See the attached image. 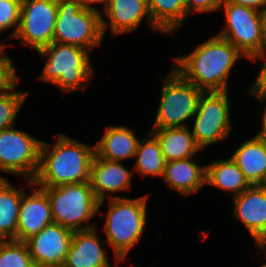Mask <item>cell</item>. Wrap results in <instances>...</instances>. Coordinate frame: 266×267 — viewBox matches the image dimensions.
<instances>
[{"instance_id": "cell-1", "label": "cell", "mask_w": 266, "mask_h": 267, "mask_svg": "<svg viewBox=\"0 0 266 267\" xmlns=\"http://www.w3.org/2000/svg\"><path fill=\"white\" fill-rule=\"evenodd\" d=\"M242 56L227 39L214 35L188 55L179 53L171 67L204 92L229 91L231 71Z\"/></svg>"}, {"instance_id": "cell-2", "label": "cell", "mask_w": 266, "mask_h": 267, "mask_svg": "<svg viewBox=\"0 0 266 267\" xmlns=\"http://www.w3.org/2000/svg\"><path fill=\"white\" fill-rule=\"evenodd\" d=\"M55 143L42 140L39 168L34 185L57 187L64 184L86 183L95 156V146L82 143L65 134H55Z\"/></svg>"}, {"instance_id": "cell-3", "label": "cell", "mask_w": 266, "mask_h": 267, "mask_svg": "<svg viewBox=\"0 0 266 267\" xmlns=\"http://www.w3.org/2000/svg\"><path fill=\"white\" fill-rule=\"evenodd\" d=\"M109 198L108 211H101L104 201H99L98 213L105 215L103 233L107 246L113 249L115 267L124 261L128 253L144 236L147 226L148 197ZM105 213V214H104Z\"/></svg>"}, {"instance_id": "cell-4", "label": "cell", "mask_w": 266, "mask_h": 267, "mask_svg": "<svg viewBox=\"0 0 266 267\" xmlns=\"http://www.w3.org/2000/svg\"><path fill=\"white\" fill-rule=\"evenodd\" d=\"M45 65L37 80L53 84L70 94L89 87L94 77L91 52L75 45L52 43L38 51Z\"/></svg>"}, {"instance_id": "cell-5", "label": "cell", "mask_w": 266, "mask_h": 267, "mask_svg": "<svg viewBox=\"0 0 266 267\" xmlns=\"http://www.w3.org/2000/svg\"><path fill=\"white\" fill-rule=\"evenodd\" d=\"M40 188L47 193L54 223L73 232L97 227L91 219L99 214V200L89 182Z\"/></svg>"}, {"instance_id": "cell-6", "label": "cell", "mask_w": 266, "mask_h": 267, "mask_svg": "<svg viewBox=\"0 0 266 267\" xmlns=\"http://www.w3.org/2000/svg\"><path fill=\"white\" fill-rule=\"evenodd\" d=\"M159 79L162 84L161 97L151 129L187 127L188 120L191 121L197 112L204 91L186 80L173 67Z\"/></svg>"}, {"instance_id": "cell-7", "label": "cell", "mask_w": 266, "mask_h": 267, "mask_svg": "<svg viewBox=\"0 0 266 267\" xmlns=\"http://www.w3.org/2000/svg\"><path fill=\"white\" fill-rule=\"evenodd\" d=\"M57 4L53 43L75 45L90 52L103 47L99 11L84 8L77 0H57Z\"/></svg>"}, {"instance_id": "cell-8", "label": "cell", "mask_w": 266, "mask_h": 267, "mask_svg": "<svg viewBox=\"0 0 266 267\" xmlns=\"http://www.w3.org/2000/svg\"><path fill=\"white\" fill-rule=\"evenodd\" d=\"M224 28L217 34L227 39L247 60L266 48L265 15L253 8L223 0Z\"/></svg>"}, {"instance_id": "cell-9", "label": "cell", "mask_w": 266, "mask_h": 267, "mask_svg": "<svg viewBox=\"0 0 266 267\" xmlns=\"http://www.w3.org/2000/svg\"><path fill=\"white\" fill-rule=\"evenodd\" d=\"M228 94L229 91L203 92L199 99L191 132L202 150L231 136L233 122Z\"/></svg>"}, {"instance_id": "cell-10", "label": "cell", "mask_w": 266, "mask_h": 267, "mask_svg": "<svg viewBox=\"0 0 266 267\" xmlns=\"http://www.w3.org/2000/svg\"><path fill=\"white\" fill-rule=\"evenodd\" d=\"M14 127L0 131V172L33 181L39 168L42 140Z\"/></svg>"}, {"instance_id": "cell-11", "label": "cell", "mask_w": 266, "mask_h": 267, "mask_svg": "<svg viewBox=\"0 0 266 267\" xmlns=\"http://www.w3.org/2000/svg\"><path fill=\"white\" fill-rule=\"evenodd\" d=\"M57 12V0H22L20 23L13 39L35 51L52 44Z\"/></svg>"}, {"instance_id": "cell-12", "label": "cell", "mask_w": 266, "mask_h": 267, "mask_svg": "<svg viewBox=\"0 0 266 267\" xmlns=\"http://www.w3.org/2000/svg\"><path fill=\"white\" fill-rule=\"evenodd\" d=\"M100 13L104 36L107 30L112 34L111 38L132 33L140 27L143 20H146L153 32L163 33L151 19L147 0H109Z\"/></svg>"}, {"instance_id": "cell-13", "label": "cell", "mask_w": 266, "mask_h": 267, "mask_svg": "<svg viewBox=\"0 0 266 267\" xmlns=\"http://www.w3.org/2000/svg\"><path fill=\"white\" fill-rule=\"evenodd\" d=\"M233 215L247 229L255 245L266 243V189L251 185L232 198Z\"/></svg>"}, {"instance_id": "cell-14", "label": "cell", "mask_w": 266, "mask_h": 267, "mask_svg": "<svg viewBox=\"0 0 266 267\" xmlns=\"http://www.w3.org/2000/svg\"><path fill=\"white\" fill-rule=\"evenodd\" d=\"M73 231L52 223L25 242L35 266L62 264L69 251Z\"/></svg>"}, {"instance_id": "cell-15", "label": "cell", "mask_w": 266, "mask_h": 267, "mask_svg": "<svg viewBox=\"0 0 266 267\" xmlns=\"http://www.w3.org/2000/svg\"><path fill=\"white\" fill-rule=\"evenodd\" d=\"M26 182L33 192L27 195L28 193L24 189L22 190L16 231V241L23 242L38 234L47 225L54 223L47 193L34 185L32 181L26 180Z\"/></svg>"}, {"instance_id": "cell-16", "label": "cell", "mask_w": 266, "mask_h": 267, "mask_svg": "<svg viewBox=\"0 0 266 267\" xmlns=\"http://www.w3.org/2000/svg\"><path fill=\"white\" fill-rule=\"evenodd\" d=\"M131 169L119 161H109L95 155L91 163L89 184L96 198L99 201L107 200L106 197L122 198L116 193L132 189L133 166Z\"/></svg>"}, {"instance_id": "cell-17", "label": "cell", "mask_w": 266, "mask_h": 267, "mask_svg": "<svg viewBox=\"0 0 266 267\" xmlns=\"http://www.w3.org/2000/svg\"><path fill=\"white\" fill-rule=\"evenodd\" d=\"M97 228L75 231L64 260L66 267H114L109 262L107 242L97 235Z\"/></svg>"}, {"instance_id": "cell-18", "label": "cell", "mask_w": 266, "mask_h": 267, "mask_svg": "<svg viewBox=\"0 0 266 267\" xmlns=\"http://www.w3.org/2000/svg\"><path fill=\"white\" fill-rule=\"evenodd\" d=\"M194 158L166 162L162 177L171 190L185 198L206 186V165H200Z\"/></svg>"}, {"instance_id": "cell-19", "label": "cell", "mask_w": 266, "mask_h": 267, "mask_svg": "<svg viewBox=\"0 0 266 267\" xmlns=\"http://www.w3.org/2000/svg\"><path fill=\"white\" fill-rule=\"evenodd\" d=\"M139 138L133 128L108 125L95 144V155L109 161L122 162L135 158Z\"/></svg>"}, {"instance_id": "cell-20", "label": "cell", "mask_w": 266, "mask_h": 267, "mask_svg": "<svg viewBox=\"0 0 266 267\" xmlns=\"http://www.w3.org/2000/svg\"><path fill=\"white\" fill-rule=\"evenodd\" d=\"M250 185H262L266 179V142L255 136L237 146L230 156Z\"/></svg>"}, {"instance_id": "cell-21", "label": "cell", "mask_w": 266, "mask_h": 267, "mask_svg": "<svg viewBox=\"0 0 266 267\" xmlns=\"http://www.w3.org/2000/svg\"><path fill=\"white\" fill-rule=\"evenodd\" d=\"M149 131L157 138L166 162L193 158L202 151L188 126Z\"/></svg>"}, {"instance_id": "cell-22", "label": "cell", "mask_w": 266, "mask_h": 267, "mask_svg": "<svg viewBox=\"0 0 266 267\" xmlns=\"http://www.w3.org/2000/svg\"><path fill=\"white\" fill-rule=\"evenodd\" d=\"M215 158L206 165V186L221 189L231 194L232 198L251 186L231 157L220 160Z\"/></svg>"}, {"instance_id": "cell-23", "label": "cell", "mask_w": 266, "mask_h": 267, "mask_svg": "<svg viewBox=\"0 0 266 267\" xmlns=\"http://www.w3.org/2000/svg\"><path fill=\"white\" fill-rule=\"evenodd\" d=\"M134 160V173L142 178L163 177L166 160L157 138L150 131L142 140L139 139Z\"/></svg>"}, {"instance_id": "cell-24", "label": "cell", "mask_w": 266, "mask_h": 267, "mask_svg": "<svg viewBox=\"0 0 266 267\" xmlns=\"http://www.w3.org/2000/svg\"><path fill=\"white\" fill-rule=\"evenodd\" d=\"M153 23L163 34L174 35L187 18L184 0H147Z\"/></svg>"}, {"instance_id": "cell-25", "label": "cell", "mask_w": 266, "mask_h": 267, "mask_svg": "<svg viewBox=\"0 0 266 267\" xmlns=\"http://www.w3.org/2000/svg\"><path fill=\"white\" fill-rule=\"evenodd\" d=\"M22 189L8 181L0 190V240H16Z\"/></svg>"}, {"instance_id": "cell-26", "label": "cell", "mask_w": 266, "mask_h": 267, "mask_svg": "<svg viewBox=\"0 0 266 267\" xmlns=\"http://www.w3.org/2000/svg\"><path fill=\"white\" fill-rule=\"evenodd\" d=\"M0 267H35L26 242L0 240Z\"/></svg>"}, {"instance_id": "cell-27", "label": "cell", "mask_w": 266, "mask_h": 267, "mask_svg": "<svg viewBox=\"0 0 266 267\" xmlns=\"http://www.w3.org/2000/svg\"><path fill=\"white\" fill-rule=\"evenodd\" d=\"M12 90L0 94V131L13 127L29 92Z\"/></svg>"}, {"instance_id": "cell-28", "label": "cell", "mask_w": 266, "mask_h": 267, "mask_svg": "<svg viewBox=\"0 0 266 267\" xmlns=\"http://www.w3.org/2000/svg\"><path fill=\"white\" fill-rule=\"evenodd\" d=\"M22 0H0V33L10 31L7 39H13L20 23Z\"/></svg>"}, {"instance_id": "cell-29", "label": "cell", "mask_w": 266, "mask_h": 267, "mask_svg": "<svg viewBox=\"0 0 266 267\" xmlns=\"http://www.w3.org/2000/svg\"><path fill=\"white\" fill-rule=\"evenodd\" d=\"M10 45L5 42L0 46V94H4L18 86L19 76L13 59L5 49Z\"/></svg>"}, {"instance_id": "cell-30", "label": "cell", "mask_w": 266, "mask_h": 267, "mask_svg": "<svg viewBox=\"0 0 266 267\" xmlns=\"http://www.w3.org/2000/svg\"><path fill=\"white\" fill-rule=\"evenodd\" d=\"M251 61H262V65L260 66V71L255 76L253 82V85L251 88L246 92L252 97H264L266 96V48L254 55L251 59Z\"/></svg>"}, {"instance_id": "cell-31", "label": "cell", "mask_w": 266, "mask_h": 267, "mask_svg": "<svg viewBox=\"0 0 266 267\" xmlns=\"http://www.w3.org/2000/svg\"><path fill=\"white\" fill-rule=\"evenodd\" d=\"M223 0H184L187 17L193 13H211L220 9Z\"/></svg>"}, {"instance_id": "cell-32", "label": "cell", "mask_w": 266, "mask_h": 267, "mask_svg": "<svg viewBox=\"0 0 266 267\" xmlns=\"http://www.w3.org/2000/svg\"><path fill=\"white\" fill-rule=\"evenodd\" d=\"M227 2L253 8L259 12H266V0H226Z\"/></svg>"}, {"instance_id": "cell-33", "label": "cell", "mask_w": 266, "mask_h": 267, "mask_svg": "<svg viewBox=\"0 0 266 267\" xmlns=\"http://www.w3.org/2000/svg\"><path fill=\"white\" fill-rule=\"evenodd\" d=\"M254 99H257L261 105L263 104L264 110L261 116L262 120V128L259 130V132L256 134L259 138H261L263 141L266 142V96L264 97H253Z\"/></svg>"}, {"instance_id": "cell-34", "label": "cell", "mask_w": 266, "mask_h": 267, "mask_svg": "<svg viewBox=\"0 0 266 267\" xmlns=\"http://www.w3.org/2000/svg\"><path fill=\"white\" fill-rule=\"evenodd\" d=\"M77 1L84 8H89V9H93V10L101 12V8L96 7V5L99 3L102 5V9H104L109 0H77ZM93 4H96V5H93Z\"/></svg>"}, {"instance_id": "cell-35", "label": "cell", "mask_w": 266, "mask_h": 267, "mask_svg": "<svg viewBox=\"0 0 266 267\" xmlns=\"http://www.w3.org/2000/svg\"><path fill=\"white\" fill-rule=\"evenodd\" d=\"M8 181H9L8 177H4V176L0 175V190Z\"/></svg>"}, {"instance_id": "cell-36", "label": "cell", "mask_w": 266, "mask_h": 267, "mask_svg": "<svg viewBox=\"0 0 266 267\" xmlns=\"http://www.w3.org/2000/svg\"><path fill=\"white\" fill-rule=\"evenodd\" d=\"M35 267H66V266L62 263V264H53V265H44V266H35Z\"/></svg>"}, {"instance_id": "cell-37", "label": "cell", "mask_w": 266, "mask_h": 267, "mask_svg": "<svg viewBox=\"0 0 266 267\" xmlns=\"http://www.w3.org/2000/svg\"><path fill=\"white\" fill-rule=\"evenodd\" d=\"M257 246V248L259 249V250H262V251H264V252H262L263 253V255H265L266 254V243L264 244V245H256Z\"/></svg>"}, {"instance_id": "cell-38", "label": "cell", "mask_w": 266, "mask_h": 267, "mask_svg": "<svg viewBox=\"0 0 266 267\" xmlns=\"http://www.w3.org/2000/svg\"><path fill=\"white\" fill-rule=\"evenodd\" d=\"M262 186L266 189V179H265L264 183L262 184Z\"/></svg>"}, {"instance_id": "cell-39", "label": "cell", "mask_w": 266, "mask_h": 267, "mask_svg": "<svg viewBox=\"0 0 266 267\" xmlns=\"http://www.w3.org/2000/svg\"><path fill=\"white\" fill-rule=\"evenodd\" d=\"M259 267H266V263L260 265Z\"/></svg>"}, {"instance_id": "cell-40", "label": "cell", "mask_w": 266, "mask_h": 267, "mask_svg": "<svg viewBox=\"0 0 266 267\" xmlns=\"http://www.w3.org/2000/svg\"><path fill=\"white\" fill-rule=\"evenodd\" d=\"M264 15H265V27H266V12L264 13Z\"/></svg>"}]
</instances>
